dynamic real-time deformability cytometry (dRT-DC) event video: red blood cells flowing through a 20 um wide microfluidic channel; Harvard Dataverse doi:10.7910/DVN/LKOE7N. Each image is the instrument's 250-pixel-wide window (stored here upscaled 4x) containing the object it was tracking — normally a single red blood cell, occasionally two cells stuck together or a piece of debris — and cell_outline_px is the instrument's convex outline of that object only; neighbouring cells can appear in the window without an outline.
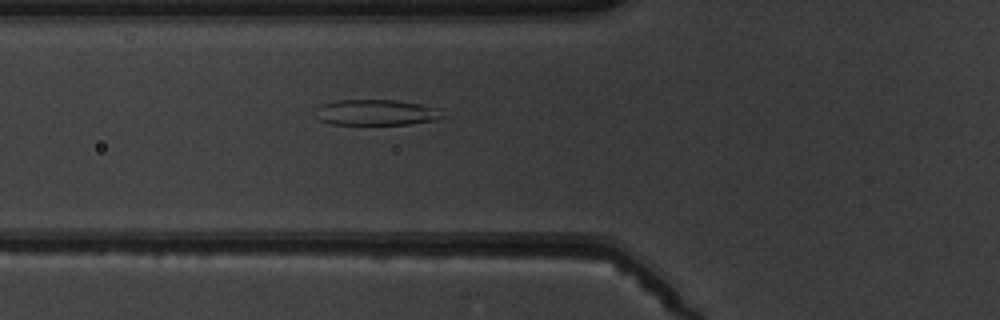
{"species": "common noctule bat (a hibernating species)", "species_latin": "Nyctalus noctula", "temperature_condition": "warm", "stored_images_in_passage": 6, "camera_frame_rate_fps": 3000, "um_per_image_px": 0.085, "animal": {"sex": "male", "body_mass_g": 19.5, "forearm_length_mm": 54.6}, "frame": {"image": 1, "passage_image": 6, "time_ms": 5.667, "image_size_px": [1000, 320], "cell_outline_px": [[448, 116], [436, 120], [408, 124], [332, 124], [320, 120], [316, 108], [324, 104], [340, 100], [396, 100], [444, 108]], "centroid_in_image_um": [32.15, 9.55], "position_along_channel_um": 93.7, "area_um2": 19.19}}